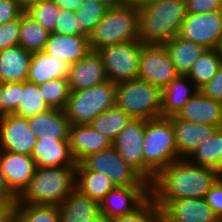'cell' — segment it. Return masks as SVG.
<instances>
[{"instance_id":"6da1fadb","label":"cell","mask_w":222,"mask_h":222,"mask_svg":"<svg viewBox=\"0 0 222 222\" xmlns=\"http://www.w3.org/2000/svg\"><path fill=\"white\" fill-rule=\"evenodd\" d=\"M222 174L212 168L180 159L161 169L150 182L153 200L205 198Z\"/></svg>"},{"instance_id":"7a4b0ae2","label":"cell","mask_w":222,"mask_h":222,"mask_svg":"<svg viewBox=\"0 0 222 222\" xmlns=\"http://www.w3.org/2000/svg\"><path fill=\"white\" fill-rule=\"evenodd\" d=\"M186 14V0H158L139 8V40L143 44H165L179 34Z\"/></svg>"},{"instance_id":"3957f363","label":"cell","mask_w":222,"mask_h":222,"mask_svg":"<svg viewBox=\"0 0 222 222\" xmlns=\"http://www.w3.org/2000/svg\"><path fill=\"white\" fill-rule=\"evenodd\" d=\"M76 188V167H37L16 204L60 205Z\"/></svg>"},{"instance_id":"277c9868","label":"cell","mask_w":222,"mask_h":222,"mask_svg":"<svg viewBox=\"0 0 222 222\" xmlns=\"http://www.w3.org/2000/svg\"><path fill=\"white\" fill-rule=\"evenodd\" d=\"M173 125L168 117L146 120L143 146V177L150 183L170 163L180 160Z\"/></svg>"},{"instance_id":"5b68a950","label":"cell","mask_w":222,"mask_h":222,"mask_svg":"<svg viewBox=\"0 0 222 222\" xmlns=\"http://www.w3.org/2000/svg\"><path fill=\"white\" fill-rule=\"evenodd\" d=\"M138 27V8L115 1L88 35L90 49L139 40Z\"/></svg>"},{"instance_id":"8992f818","label":"cell","mask_w":222,"mask_h":222,"mask_svg":"<svg viewBox=\"0 0 222 222\" xmlns=\"http://www.w3.org/2000/svg\"><path fill=\"white\" fill-rule=\"evenodd\" d=\"M115 105L134 119L161 117L162 90L147 81L132 79L116 84Z\"/></svg>"},{"instance_id":"52a82bcc","label":"cell","mask_w":222,"mask_h":222,"mask_svg":"<svg viewBox=\"0 0 222 222\" xmlns=\"http://www.w3.org/2000/svg\"><path fill=\"white\" fill-rule=\"evenodd\" d=\"M116 83L102 84L80 91H71L65 108L70 125L89 124L93 119L115 105Z\"/></svg>"},{"instance_id":"ba28073f","label":"cell","mask_w":222,"mask_h":222,"mask_svg":"<svg viewBox=\"0 0 222 222\" xmlns=\"http://www.w3.org/2000/svg\"><path fill=\"white\" fill-rule=\"evenodd\" d=\"M87 170L105 174L115 187H150V183L111 146L80 162Z\"/></svg>"},{"instance_id":"9c48e42d","label":"cell","mask_w":222,"mask_h":222,"mask_svg":"<svg viewBox=\"0 0 222 222\" xmlns=\"http://www.w3.org/2000/svg\"><path fill=\"white\" fill-rule=\"evenodd\" d=\"M140 40L112 44L97 50L109 81L120 83L136 79L139 71Z\"/></svg>"},{"instance_id":"30bf717a","label":"cell","mask_w":222,"mask_h":222,"mask_svg":"<svg viewBox=\"0 0 222 222\" xmlns=\"http://www.w3.org/2000/svg\"><path fill=\"white\" fill-rule=\"evenodd\" d=\"M178 75L164 44H143L140 52L138 79L158 86L162 90Z\"/></svg>"},{"instance_id":"8fae6325","label":"cell","mask_w":222,"mask_h":222,"mask_svg":"<svg viewBox=\"0 0 222 222\" xmlns=\"http://www.w3.org/2000/svg\"><path fill=\"white\" fill-rule=\"evenodd\" d=\"M178 36L203 45L206 49H218L222 42V10L187 13Z\"/></svg>"},{"instance_id":"7c38bea8","label":"cell","mask_w":222,"mask_h":222,"mask_svg":"<svg viewBox=\"0 0 222 222\" xmlns=\"http://www.w3.org/2000/svg\"><path fill=\"white\" fill-rule=\"evenodd\" d=\"M153 201L162 210L163 222H221L205 198Z\"/></svg>"},{"instance_id":"4fadbf2b","label":"cell","mask_w":222,"mask_h":222,"mask_svg":"<svg viewBox=\"0 0 222 222\" xmlns=\"http://www.w3.org/2000/svg\"><path fill=\"white\" fill-rule=\"evenodd\" d=\"M36 141L27 118L16 114L0 116V151L32 156Z\"/></svg>"},{"instance_id":"5bb4252c","label":"cell","mask_w":222,"mask_h":222,"mask_svg":"<svg viewBox=\"0 0 222 222\" xmlns=\"http://www.w3.org/2000/svg\"><path fill=\"white\" fill-rule=\"evenodd\" d=\"M150 197V187H114L100 202V214L110 219L133 213Z\"/></svg>"},{"instance_id":"9a60e30c","label":"cell","mask_w":222,"mask_h":222,"mask_svg":"<svg viewBox=\"0 0 222 222\" xmlns=\"http://www.w3.org/2000/svg\"><path fill=\"white\" fill-rule=\"evenodd\" d=\"M0 168L9 190L18 198L28 187L37 166L32 156L0 151Z\"/></svg>"},{"instance_id":"2e32d148","label":"cell","mask_w":222,"mask_h":222,"mask_svg":"<svg viewBox=\"0 0 222 222\" xmlns=\"http://www.w3.org/2000/svg\"><path fill=\"white\" fill-rule=\"evenodd\" d=\"M146 119L132 121L117 135L112 146L143 176V146Z\"/></svg>"},{"instance_id":"e0dca14e","label":"cell","mask_w":222,"mask_h":222,"mask_svg":"<svg viewBox=\"0 0 222 222\" xmlns=\"http://www.w3.org/2000/svg\"><path fill=\"white\" fill-rule=\"evenodd\" d=\"M168 118L173 125L175 146L181 159H187L198 146L212 137L219 128L208 124L188 122L176 116Z\"/></svg>"},{"instance_id":"ac0fdd59","label":"cell","mask_w":222,"mask_h":222,"mask_svg":"<svg viewBox=\"0 0 222 222\" xmlns=\"http://www.w3.org/2000/svg\"><path fill=\"white\" fill-rule=\"evenodd\" d=\"M70 91H80L108 81L105 66L97 51H90L85 57L71 65L67 77Z\"/></svg>"},{"instance_id":"d6986e66","label":"cell","mask_w":222,"mask_h":222,"mask_svg":"<svg viewBox=\"0 0 222 222\" xmlns=\"http://www.w3.org/2000/svg\"><path fill=\"white\" fill-rule=\"evenodd\" d=\"M176 117L188 122L222 127V102L198 91L184 104Z\"/></svg>"},{"instance_id":"ffe728a7","label":"cell","mask_w":222,"mask_h":222,"mask_svg":"<svg viewBox=\"0 0 222 222\" xmlns=\"http://www.w3.org/2000/svg\"><path fill=\"white\" fill-rule=\"evenodd\" d=\"M68 139L70 151L76 163H80L90 154L98 153L112 146L111 140L88 124L70 125Z\"/></svg>"},{"instance_id":"44dd1931","label":"cell","mask_w":222,"mask_h":222,"mask_svg":"<svg viewBox=\"0 0 222 222\" xmlns=\"http://www.w3.org/2000/svg\"><path fill=\"white\" fill-rule=\"evenodd\" d=\"M37 167H76L69 140L37 139L32 153Z\"/></svg>"},{"instance_id":"7402d4cb","label":"cell","mask_w":222,"mask_h":222,"mask_svg":"<svg viewBox=\"0 0 222 222\" xmlns=\"http://www.w3.org/2000/svg\"><path fill=\"white\" fill-rule=\"evenodd\" d=\"M44 51L72 65L85 57L91 49L87 35L50 33Z\"/></svg>"},{"instance_id":"603a6c76","label":"cell","mask_w":222,"mask_h":222,"mask_svg":"<svg viewBox=\"0 0 222 222\" xmlns=\"http://www.w3.org/2000/svg\"><path fill=\"white\" fill-rule=\"evenodd\" d=\"M71 64L47 54L44 50L32 52L27 81L36 85L57 78H67Z\"/></svg>"},{"instance_id":"cb8c5ba5","label":"cell","mask_w":222,"mask_h":222,"mask_svg":"<svg viewBox=\"0 0 222 222\" xmlns=\"http://www.w3.org/2000/svg\"><path fill=\"white\" fill-rule=\"evenodd\" d=\"M28 125L37 139L69 140L70 123L63 110L49 109L27 118Z\"/></svg>"},{"instance_id":"d4e9b609","label":"cell","mask_w":222,"mask_h":222,"mask_svg":"<svg viewBox=\"0 0 222 222\" xmlns=\"http://www.w3.org/2000/svg\"><path fill=\"white\" fill-rule=\"evenodd\" d=\"M199 89L187 75H178L162 89L161 117L176 116Z\"/></svg>"},{"instance_id":"484cf974","label":"cell","mask_w":222,"mask_h":222,"mask_svg":"<svg viewBox=\"0 0 222 222\" xmlns=\"http://www.w3.org/2000/svg\"><path fill=\"white\" fill-rule=\"evenodd\" d=\"M31 52L21 46L0 51V83L26 82Z\"/></svg>"},{"instance_id":"4316f807","label":"cell","mask_w":222,"mask_h":222,"mask_svg":"<svg viewBox=\"0 0 222 222\" xmlns=\"http://www.w3.org/2000/svg\"><path fill=\"white\" fill-rule=\"evenodd\" d=\"M58 208L61 222H89L100 214L99 203L76 188Z\"/></svg>"},{"instance_id":"83f0119b","label":"cell","mask_w":222,"mask_h":222,"mask_svg":"<svg viewBox=\"0 0 222 222\" xmlns=\"http://www.w3.org/2000/svg\"><path fill=\"white\" fill-rule=\"evenodd\" d=\"M164 45L167 47L179 75H188L197 59L207 50L203 45L178 35Z\"/></svg>"},{"instance_id":"f1b7e54d","label":"cell","mask_w":222,"mask_h":222,"mask_svg":"<svg viewBox=\"0 0 222 222\" xmlns=\"http://www.w3.org/2000/svg\"><path fill=\"white\" fill-rule=\"evenodd\" d=\"M115 186L102 173L87 170L81 163L76 165V189L100 202Z\"/></svg>"},{"instance_id":"f546056e","label":"cell","mask_w":222,"mask_h":222,"mask_svg":"<svg viewBox=\"0 0 222 222\" xmlns=\"http://www.w3.org/2000/svg\"><path fill=\"white\" fill-rule=\"evenodd\" d=\"M187 160L194 165L212 168L222 174V127L198 146Z\"/></svg>"},{"instance_id":"4dcf8cb0","label":"cell","mask_w":222,"mask_h":222,"mask_svg":"<svg viewBox=\"0 0 222 222\" xmlns=\"http://www.w3.org/2000/svg\"><path fill=\"white\" fill-rule=\"evenodd\" d=\"M132 119L130 115L114 105L98 115L88 125L113 142Z\"/></svg>"},{"instance_id":"1f68e13d","label":"cell","mask_w":222,"mask_h":222,"mask_svg":"<svg viewBox=\"0 0 222 222\" xmlns=\"http://www.w3.org/2000/svg\"><path fill=\"white\" fill-rule=\"evenodd\" d=\"M50 33L24 12L20 17L19 46L29 52L42 51Z\"/></svg>"},{"instance_id":"d6a6232c","label":"cell","mask_w":222,"mask_h":222,"mask_svg":"<svg viewBox=\"0 0 222 222\" xmlns=\"http://www.w3.org/2000/svg\"><path fill=\"white\" fill-rule=\"evenodd\" d=\"M221 64L222 58L218 49H207L194 63L187 76L200 89L212 80Z\"/></svg>"},{"instance_id":"836d02e7","label":"cell","mask_w":222,"mask_h":222,"mask_svg":"<svg viewBox=\"0 0 222 222\" xmlns=\"http://www.w3.org/2000/svg\"><path fill=\"white\" fill-rule=\"evenodd\" d=\"M49 109L38 85L28 81L20 82V101L14 114L29 118Z\"/></svg>"},{"instance_id":"e575fe53","label":"cell","mask_w":222,"mask_h":222,"mask_svg":"<svg viewBox=\"0 0 222 222\" xmlns=\"http://www.w3.org/2000/svg\"><path fill=\"white\" fill-rule=\"evenodd\" d=\"M16 222H61L58 206L16 204Z\"/></svg>"},{"instance_id":"d590c367","label":"cell","mask_w":222,"mask_h":222,"mask_svg":"<svg viewBox=\"0 0 222 222\" xmlns=\"http://www.w3.org/2000/svg\"><path fill=\"white\" fill-rule=\"evenodd\" d=\"M39 86V90L50 109L63 110L70 96L67 78L48 80Z\"/></svg>"},{"instance_id":"8d00e7d4","label":"cell","mask_w":222,"mask_h":222,"mask_svg":"<svg viewBox=\"0 0 222 222\" xmlns=\"http://www.w3.org/2000/svg\"><path fill=\"white\" fill-rule=\"evenodd\" d=\"M114 2H83L76 11V18L83 35H89Z\"/></svg>"},{"instance_id":"74e56055","label":"cell","mask_w":222,"mask_h":222,"mask_svg":"<svg viewBox=\"0 0 222 222\" xmlns=\"http://www.w3.org/2000/svg\"><path fill=\"white\" fill-rule=\"evenodd\" d=\"M26 13L49 33H54L60 8L53 0L39 2L32 6Z\"/></svg>"},{"instance_id":"f35d334b","label":"cell","mask_w":222,"mask_h":222,"mask_svg":"<svg viewBox=\"0 0 222 222\" xmlns=\"http://www.w3.org/2000/svg\"><path fill=\"white\" fill-rule=\"evenodd\" d=\"M113 222H163L162 210L149 197L133 213L112 219Z\"/></svg>"},{"instance_id":"ab89813d","label":"cell","mask_w":222,"mask_h":222,"mask_svg":"<svg viewBox=\"0 0 222 222\" xmlns=\"http://www.w3.org/2000/svg\"><path fill=\"white\" fill-rule=\"evenodd\" d=\"M20 101V82L0 83V116L14 114Z\"/></svg>"},{"instance_id":"60d3db41","label":"cell","mask_w":222,"mask_h":222,"mask_svg":"<svg viewBox=\"0 0 222 222\" xmlns=\"http://www.w3.org/2000/svg\"><path fill=\"white\" fill-rule=\"evenodd\" d=\"M54 33L62 35H83L80 32L76 12L68 9H60Z\"/></svg>"},{"instance_id":"b9f144b4","label":"cell","mask_w":222,"mask_h":222,"mask_svg":"<svg viewBox=\"0 0 222 222\" xmlns=\"http://www.w3.org/2000/svg\"><path fill=\"white\" fill-rule=\"evenodd\" d=\"M20 17L0 24V51L19 45Z\"/></svg>"},{"instance_id":"7bdbcfd3","label":"cell","mask_w":222,"mask_h":222,"mask_svg":"<svg viewBox=\"0 0 222 222\" xmlns=\"http://www.w3.org/2000/svg\"><path fill=\"white\" fill-rule=\"evenodd\" d=\"M205 200L212 208L214 214L222 222V176L205 195Z\"/></svg>"},{"instance_id":"ee69618b","label":"cell","mask_w":222,"mask_h":222,"mask_svg":"<svg viewBox=\"0 0 222 222\" xmlns=\"http://www.w3.org/2000/svg\"><path fill=\"white\" fill-rule=\"evenodd\" d=\"M187 13H208L222 10V0H186Z\"/></svg>"},{"instance_id":"f6af8a7d","label":"cell","mask_w":222,"mask_h":222,"mask_svg":"<svg viewBox=\"0 0 222 222\" xmlns=\"http://www.w3.org/2000/svg\"><path fill=\"white\" fill-rule=\"evenodd\" d=\"M205 96L222 102V64L212 80L199 89Z\"/></svg>"},{"instance_id":"bcb514c9","label":"cell","mask_w":222,"mask_h":222,"mask_svg":"<svg viewBox=\"0 0 222 222\" xmlns=\"http://www.w3.org/2000/svg\"><path fill=\"white\" fill-rule=\"evenodd\" d=\"M23 13L24 11L14 0H0V24L14 21Z\"/></svg>"},{"instance_id":"7dc6e473","label":"cell","mask_w":222,"mask_h":222,"mask_svg":"<svg viewBox=\"0 0 222 222\" xmlns=\"http://www.w3.org/2000/svg\"><path fill=\"white\" fill-rule=\"evenodd\" d=\"M16 202L0 200V222H15Z\"/></svg>"},{"instance_id":"c3c4849f","label":"cell","mask_w":222,"mask_h":222,"mask_svg":"<svg viewBox=\"0 0 222 222\" xmlns=\"http://www.w3.org/2000/svg\"><path fill=\"white\" fill-rule=\"evenodd\" d=\"M0 200L17 202V197L9 190L5 176L0 168Z\"/></svg>"},{"instance_id":"681fc988","label":"cell","mask_w":222,"mask_h":222,"mask_svg":"<svg viewBox=\"0 0 222 222\" xmlns=\"http://www.w3.org/2000/svg\"><path fill=\"white\" fill-rule=\"evenodd\" d=\"M60 9H68L70 11H77L82 5L83 0H53Z\"/></svg>"},{"instance_id":"f907efd6","label":"cell","mask_w":222,"mask_h":222,"mask_svg":"<svg viewBox=\"0 0 222 222\" xmlns=\"http://www.w3.org/2000/svg\"><path fill=\"white\" fill-rule=\"evenodd\" d=\"M116 1L120 4L139 9L147 4L154 3L158 0H116Z\"/></svg>"},{"instance_id":"816d5d0a","label":"cell","mask_w":222,"mask_h":222,"mask_svg":"<svg viewBox=\"0 0 222 222\" xmlns=\"http://www.w3.org/2000/svg\"><path fill=\"white\" fill-rule=\"evenodd\" d=\"M19 7L24 11L27 12L32 6L42 2L44 0H14Z\"/></svg>"},{"instance_id":"f5cc1de1","label":"cell","mask_w":222,"mask_h":222,"mask_svg":"<svg viewBox=\"0 0 222 222\" xmlns=\"http://www.w3.org/2000/svg\"><path fill=\"white\" fill-rule=\"evenodd\" d=\"M89 222H113L112 219L106 217L105 215L99 214L95 219Z\"/></svg>"},{"instance_id":"db71d44e","label":"cell","mask_w":222,"mask_h":222,"mask_svg":"<svg viewBox=\"0 0 222 222\" xmlns=\"http://www.w3.org/2000/svg\"><path fill=\"white\" fill-rule=\"evenodd\" d=\"M116 0H83V2H115Z\"/></svg>"},{"instance_id":"11a10c76","label":"cell","mask_w":222,"mask_h":222,"mask_svg":"<svg viewBox=\"0 0 222 222\" xmlns=\"http://www.w3.org/2000/svg\"><path fill=\"white\" fill-rule=\"evenodd\" d=\"M218 51H219L220 56H221V58H222V42L220 43V46H219V48H218Z\"/></svg>"}]
</instances>
